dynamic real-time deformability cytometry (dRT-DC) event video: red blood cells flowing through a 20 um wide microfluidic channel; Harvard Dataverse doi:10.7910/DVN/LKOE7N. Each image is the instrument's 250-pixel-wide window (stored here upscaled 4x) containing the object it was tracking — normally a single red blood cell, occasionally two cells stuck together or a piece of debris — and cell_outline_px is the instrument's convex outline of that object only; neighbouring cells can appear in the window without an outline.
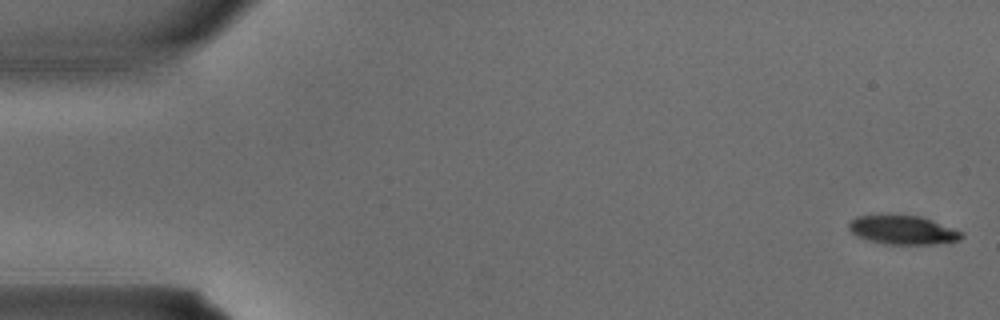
{"species": "common noctule bat (a hibernating species)", "species_latin": "Nyctalus noctula", "temperature_condition": "warm", "stored_images_in_passage": 3, "camera_frame_rate_fps": 3000, "um_per_image_px": 0.085, "animal": {"sex": "male", "body_mass_g": 15.6}, "frame": {"image": 1, "passage_image": 1, "time_ms": 0.0, "image_size_px": [1000, 320], "cell_outline_px": [[964, 236], [960, 240], [936, 244], [884, 244], [868, 240], [856, 236], [848, 228], [848, 224], [856, 216], [920, 216], [932, 220], [964, 232]], "centroid_in_image_um": [76.77, 19.57], "position_along_channel_um": 8.2, "area_um2": 18.79}}
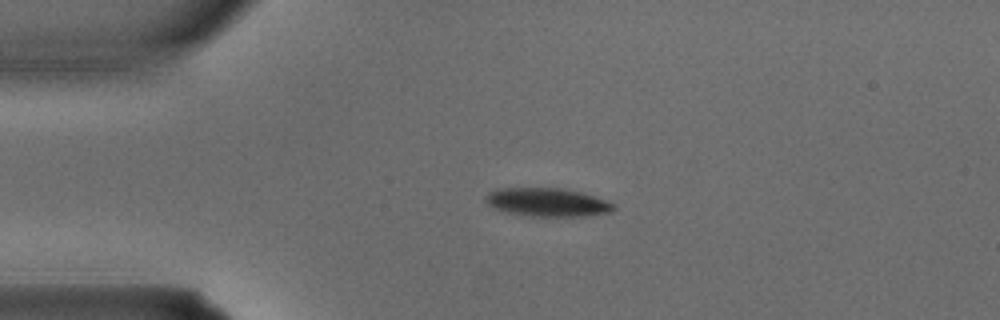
{"frame": {"image": 2, "passage_image": 3, "time_ms": 0.667, "image_size_px": [1000, 320], "cell_outline_px": [[616, 208], [612, 212], [580, 216], [532, 216], [504, 212], [492, 208], [484, 200], [484, 196], [488, 192], [496, 188], [564, 188], [580, 192], [608, 200], [616, 204]], "centroid_in_image_um": [46.5, 17.18], "position_along_channel_um": 38.5, "area_um2": 21.5}}